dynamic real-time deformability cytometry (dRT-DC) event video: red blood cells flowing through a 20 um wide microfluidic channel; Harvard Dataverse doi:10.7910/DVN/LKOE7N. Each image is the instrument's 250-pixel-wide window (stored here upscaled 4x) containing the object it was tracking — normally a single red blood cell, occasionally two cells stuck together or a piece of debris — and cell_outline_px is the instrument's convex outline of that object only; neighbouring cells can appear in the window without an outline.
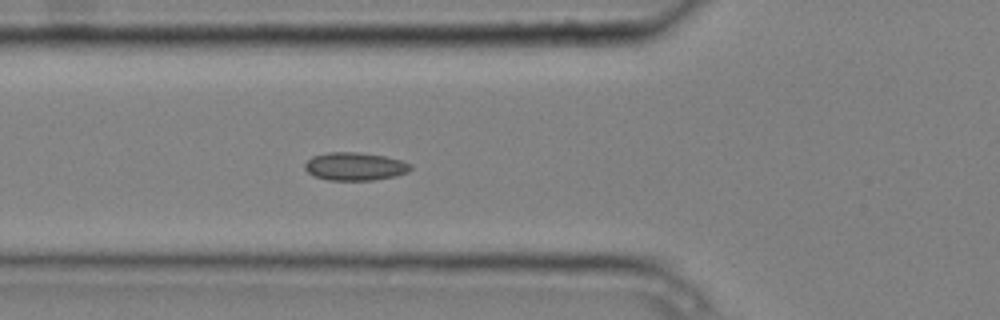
{"species": "common noctule bat (a hibernating species)", "species_latin": "Nyctalus noctula", "temperature_condition": "cold", "stored_images_in_passage": 7, "segment_of_instrument_passage": [1, 2], "camera_frame_rate_fps": 3000, "um_per_image_px": 0.085, "animal": {"sex": "male", "body_mass_g": 20.4}, "frame": {"image": 1, "passage_image": 6, "time_ms": 1.667, "image_size_px": [1000, 320], "cell_outline_px": [[412, 168], [408, 172], [396, 176], [372, 180], [328, 180], [312, 176], [304, 168], [304, 164], [312, 156], [328, 152], [356, 152], [384, 156], [400, 160], [412, 164]], "centroid_in_image_um": [30.16, 14.15], "position_along_channel_um": 95.6, "area_um2": 17.34}}